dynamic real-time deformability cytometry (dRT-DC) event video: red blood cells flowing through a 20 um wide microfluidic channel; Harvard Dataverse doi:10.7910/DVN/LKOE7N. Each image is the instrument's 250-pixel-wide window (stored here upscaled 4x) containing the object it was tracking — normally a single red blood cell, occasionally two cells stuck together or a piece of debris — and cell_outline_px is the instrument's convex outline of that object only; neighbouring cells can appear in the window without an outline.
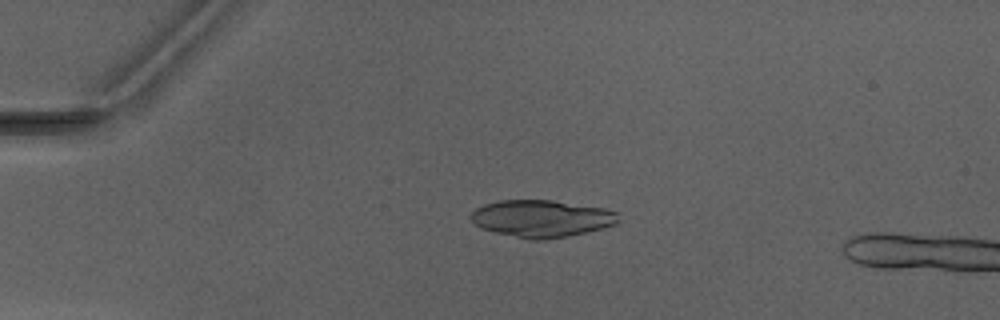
{"species": "Egyptian fruit bat (a non-hibernating species)", "species_latin": "Rousettus aegyptiacus", "temperature_condition": "warm", "stored_images_in_passage": 3, "camera_frame_rate_fps": 3000, "um_per_image_px": 0.085, "animal": {"sex": "male"}, "frame": {"image": 1, "passage_image": 1, "time_ms": 0.0, "image_size_px": [1000, 320], "cell_outline_px": [[616, 224], [588, 232], [568, 236], [540, 240], [528, 240], [480, 228], [468, 216], [476, 208], [484, 204], [500, 200], [552, 200], [604, 208], [616, 212]], "centroid_in_image_um": [45.99, 18.57], "position_along_channel_um": 39.0, "area_um2": 31.79}}